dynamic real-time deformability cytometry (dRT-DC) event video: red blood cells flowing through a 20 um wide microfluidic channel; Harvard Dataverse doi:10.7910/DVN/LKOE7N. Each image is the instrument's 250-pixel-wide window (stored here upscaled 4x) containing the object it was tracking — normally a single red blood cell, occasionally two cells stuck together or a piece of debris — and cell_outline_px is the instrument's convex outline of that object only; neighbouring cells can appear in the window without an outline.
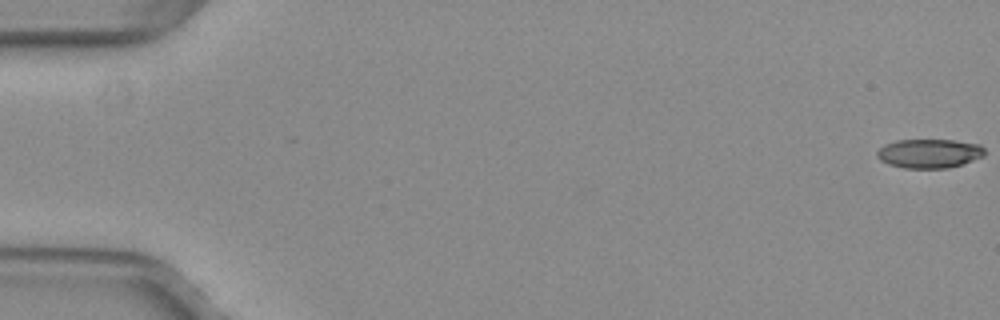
{"species": "common noctule bat (a hibernating species)", "species_latin": "Nyctalus noctula", "temperature_condition": "warm", "stored_images_in_passage": 53, "camera_frame_rate_fps": 3000, "um_per_image_px": 0.085, "animal": {"sex": "female", "body_mass_g": 29.2, "forearm_length_mm": 56.3}, "frame": {"image": 1, "passage_image": 1, "time_ms": 0.0, "image_size_px": [1000, 320], "cell_outline_px": [[984, 156], [964, 164], [948, 168], [904, 168], [888, 164], [880, 160], [876, 156], [876, 152], [884, 144], [896, 140], [952, 140], [980, 144], [984, 148]], "centroid_in_image_um": [78.98, 13.05], "position_along_channel_um": 6.0, "area_um2": 18.38}}
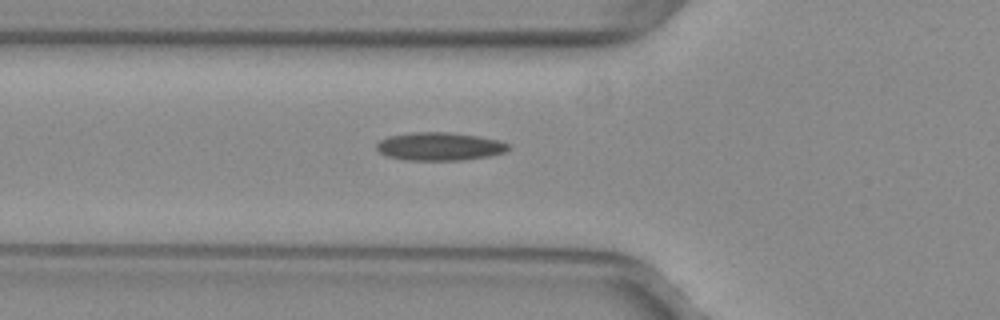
{"frame": {"image": 2, "passage_image": 20, "time_ms": 6.333, "image_size_px": [1000, 320], "cell_outline_px": [[508, 148], [504, 152], [488, 156], [464, 160], [404, 160], [388, 156], [380, 152], [376, 148], [376, 144], [380, 140], [388, 136], [412, 132], [448, 132], [480, 136], [496, 140], [508, 144]], "centroid_in_image_um": [37.32, 12.44], "position_along_channel_um": 88.5, "area_um2": 21.5}}
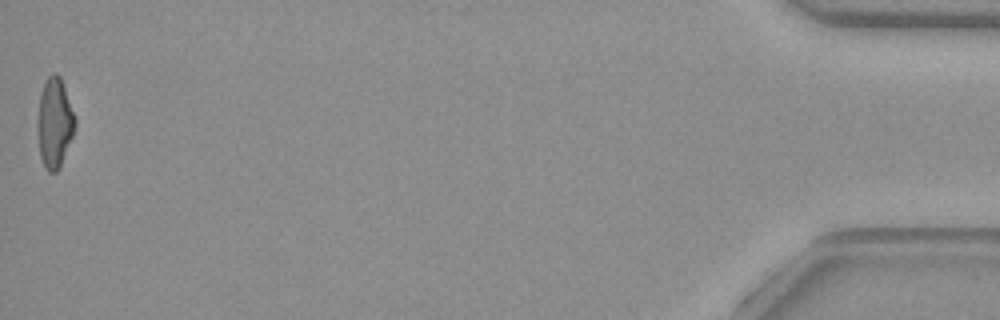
{"frame": {"image": 3, "passage_image": 53, "time_ms": 17.333, "image_size_px": [1000, 320], "cell_outline_px": [[76, 124], [72, 136], [60, 168], [56, 172], [48, 172], [44, 168], [40, 156], [40, 92], [44, 80], [52, 72], [56, 72], [60, 76], [76, 120]], "centroid_in_image_um": [4.67, 10.43], "position_along_channel_um": 430.5, "area_um2": 18.96}, "authors_computed_cell_mechanics": {"area_um2": 19.9988, "velocity_mm_per_s": 4.0262, "shape_relaxation_time_tau1_ms": null, "shape_relaxation_time_tau2_ms": 2.8063, "deformation_change_tau1": null, "deformation_change_tau2": 0.1258}}